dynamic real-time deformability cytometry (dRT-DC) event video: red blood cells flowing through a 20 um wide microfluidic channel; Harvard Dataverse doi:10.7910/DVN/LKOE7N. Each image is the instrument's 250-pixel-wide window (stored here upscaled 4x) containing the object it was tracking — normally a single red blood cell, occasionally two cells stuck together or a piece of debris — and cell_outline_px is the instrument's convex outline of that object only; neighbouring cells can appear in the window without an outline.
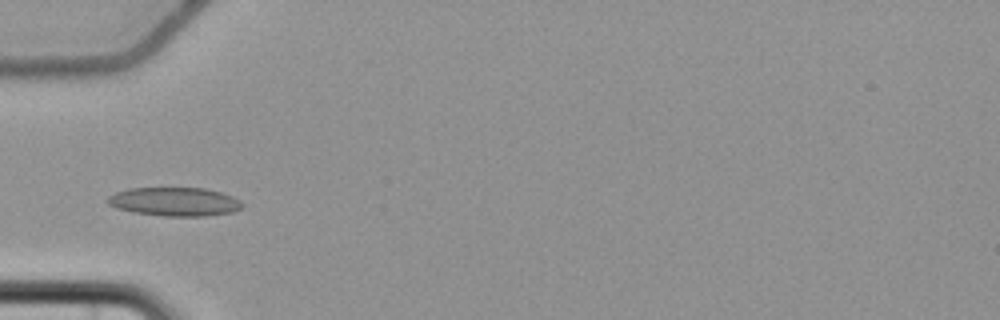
{"species": "common noctule bat (a hibernating species)", "species_latin": "Nyctalus noctula", "temperature_condition": "cold", "stored_images_in_passage": 6, "camera_frame_rate_fps": 3000, "um_per_image_px": 0.085, "animal": {"sex": "female", "body_mass_g": 22.7, "forearm_length_mm": 54.2}, "frame": {"image": 1, "passage_image": 6, "time_ms": 6.0, "image_size_px": [1000, 320], "cell_outline_px": [[244, 204], [240, 208], [232, 212], [208, 216], [164, 216], [136, 212], [116, 208], [108, 204], [108, 196], [116, 192], [128, 188], [204, 188], [220, 192], [232, 196], [240, 200]], "centroid_in_image_um": [14.86, 17.14], "position_along_channel_um": 70.1, "area_um2": 22.43}}